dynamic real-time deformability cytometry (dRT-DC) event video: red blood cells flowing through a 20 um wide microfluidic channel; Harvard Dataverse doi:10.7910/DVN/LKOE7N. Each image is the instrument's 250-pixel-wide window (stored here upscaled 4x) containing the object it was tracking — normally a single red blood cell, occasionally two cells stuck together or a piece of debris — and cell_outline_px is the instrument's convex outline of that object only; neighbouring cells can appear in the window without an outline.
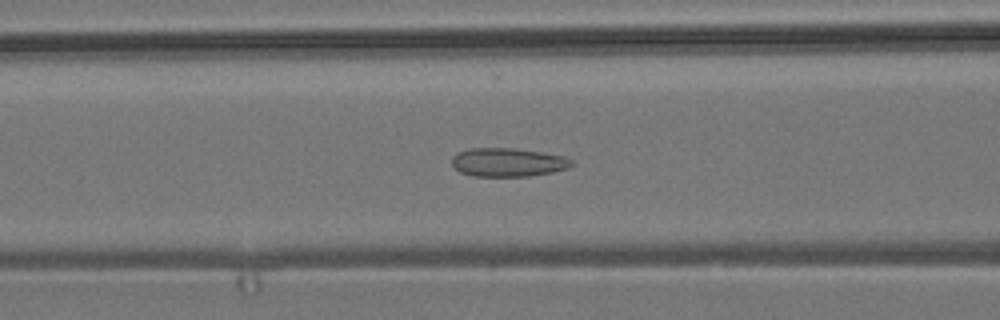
{"species": "common noctule bat (a hibernating species)", "species_latin": "Nyctalus noctula", "temperature_condition": "room temperature", "stored_images_in_passage": 55, "camera_frame_rate_fps": 3000, "um_per_image_px": 0.085, "animal": {"sex": "male", "body_mass_g": 19.2, "forearm_length_mm": 51.8}, "frame": {"image": 1, "passage_image": 22, "time_ms": 7.0, "image_size_px": [1000, 320], "cell_outline_px": [[572, 164], [568, 168], [552, 172], [528, 176], [472, 176], [460, 172], [452, 164], [452, 156], [456, 152], [468, 148], [512, 148], [540, 152], [564, 156], [572, 160]], "centroid_in_image_um": [43.13, 13.79], "position_along_channel_um": 123.5, "area_um2": 19.94}}
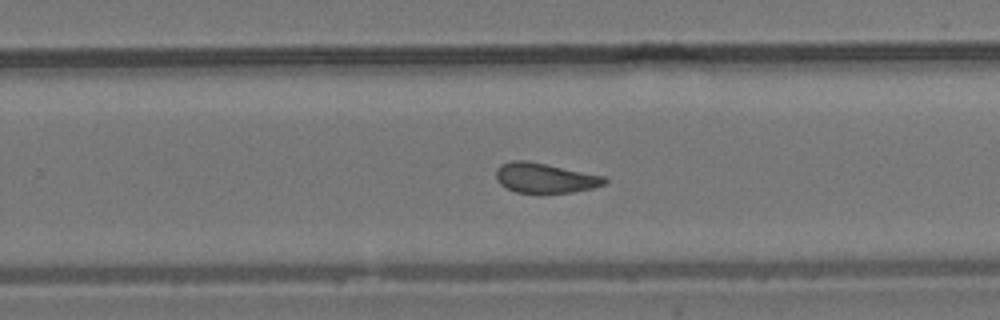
{"frame": {"image": 2, "passage_image": 35, "time_ms": 11.333, "image_size_px": [1000, 320], "cell_outline_px": [[608, 180], [604, 184], [592, 188], [572, 192], [516, 192], [500, 184], [496, 180], [496, 168], [500, 164], [512, 160], [528, 160], [604, 176]], "centroid_in_image_um": [46.29, 15.1], "position_along_channel_um": 283.5, "area_um2": 18.79}}
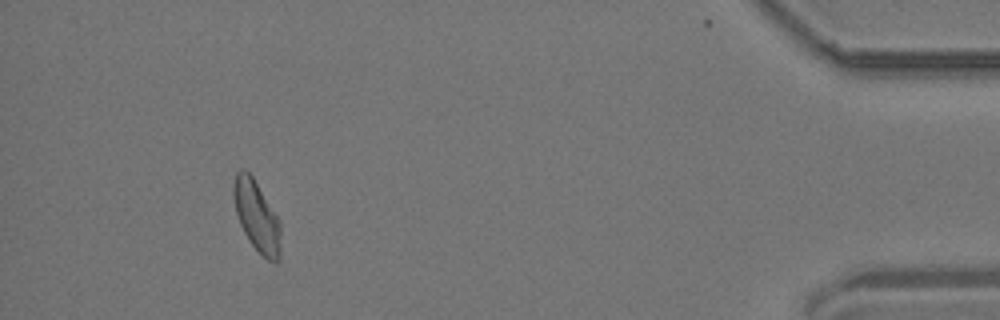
{"frame": {"image": 3, "passage_image": 51, "time_ms": 16.667, "image_size_px": [1000, 320], "cell_outline_px": [[280, 260], [268, 260], [248, 240], [240, 224], [236, 212], [232, 196], [232, 184], [236, 172], [240, 168], [244, 168], [252, 176], [280, 220]], "centroid_in_image_um": [21.79, 18.32], "position_along_channel_um": 413.4, "area_um2": 19.36}, "authors_computed_cell_mechanics": {"area_um2": 19.5942, "velocity_mm_per_s": 3.7068, "shape_relaxation_time_tau1_ms": null, "shape_relaxation_time_tau2_ms": 1.7065, "deformation_change_tau1": null, "deformation_change_tau2": 0.0846}}